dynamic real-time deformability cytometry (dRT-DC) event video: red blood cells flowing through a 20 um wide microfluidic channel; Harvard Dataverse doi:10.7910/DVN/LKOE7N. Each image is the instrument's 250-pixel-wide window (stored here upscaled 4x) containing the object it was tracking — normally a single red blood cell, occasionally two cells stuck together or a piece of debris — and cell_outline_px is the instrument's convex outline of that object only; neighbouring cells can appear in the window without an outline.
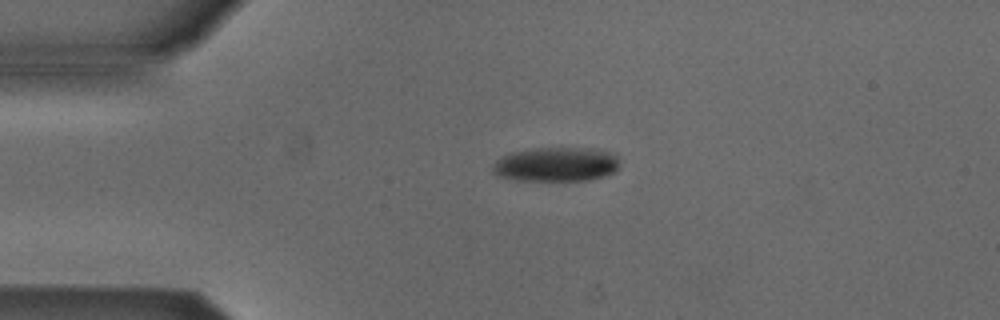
{"species": "Egyptian fruit bat (a non-hibernating species)", "species_latin": "Rousettus aegyptiacus", "temperature_condition": "cold", "stored_images_in_passage": 4, "camera_frame_rate_fps": 3000, "um_per_image_px": 0.085, "animal": {"sex": "male"}, "frame": {"image": 1, "passage_image": 3, "time_ms": 0.667, "image_size_px": [1000, 320], "cell_outline_px": [[620, 168], [616, 172], [604, 176], [588, 180], [516, 180], [496, 176], [492, 172], [492, 164], [500, 156], [512, 152], [532, 148], [596, 148], [612, 152], [620, 160]], "centroid_in_image_um": [47.29, 13.96], "position_along_channel_um": 37.7, "area_um2": 25.89}}